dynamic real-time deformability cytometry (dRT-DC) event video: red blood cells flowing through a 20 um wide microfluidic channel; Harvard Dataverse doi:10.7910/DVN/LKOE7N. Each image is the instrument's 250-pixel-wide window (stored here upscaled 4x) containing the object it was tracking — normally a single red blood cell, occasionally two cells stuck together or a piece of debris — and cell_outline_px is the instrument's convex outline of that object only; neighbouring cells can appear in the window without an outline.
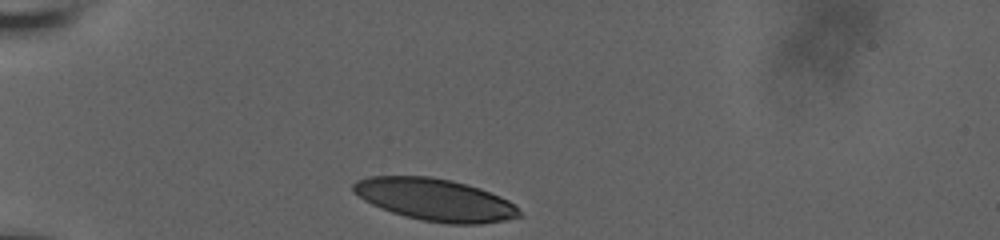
{"species": "human", "species_latin": "Homo sapiens", "temperature_condition": "room temperature", "stored_images_in_passage": 32, "camera_frame_rate_fps": 3000, "um_per_image_px": 0.085, "donor": {"sex": "male"}, "frame": {"image": 1, "passage_image": 1, "time_ms": 0.0, "image_size_px": [1000, 240], "cell_outline_px": [[520, 216], [504, 220], [480, 224], [448, 224], [424, 220], [404, 216], [380, 208], [364, 200], [352, 192], [352, 184], [356, 180], [368, 176], [432, 176], [452, 180], [480, 188], [500, 196], [508, 200], [520, 212]], "centroid_in_image_um": [36.93, 16.96], "position_along_channel_um": 48.1, "area_um2": 40.75}}
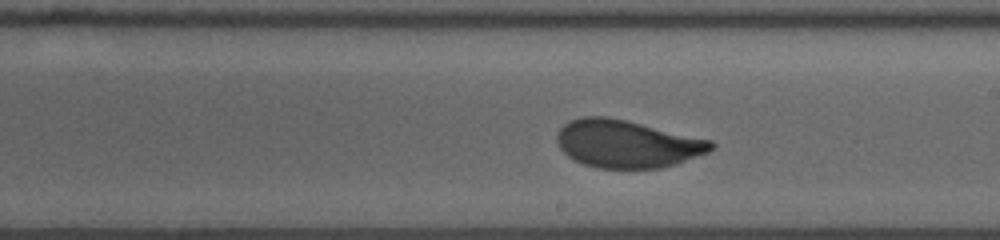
{"frame": {"image": 2, "passage_image": 19, "time_ms": 6.0, "image_size_px": [1000, 240], "cell_outline_px": [[716, 144], [708, 152], [676, 164], [660, 168], [596, 168], [584, 164], [568, 156], [556, 144], [556, 132], [564, 124], [572, 120], [584, 116], [608, 116], [712, 140]], "centroid_in_image_um": [53.27, 12.22], "position_along_channel_um": 235.7, "area_um2": 42.77}}
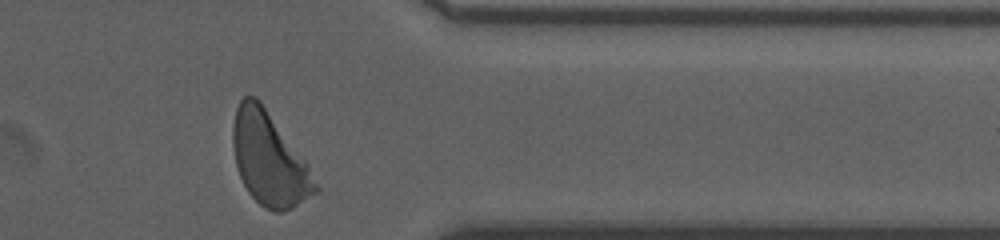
{"frame": {"image": 3, "passage_image": 32, "time_ms": 10.333, "image_size_px": [1000, 240], "cell_outline_px": [[320, 192], [292, 208], [284, 212], [276, 212], [264, 208], [248, 192], [240, 176], [236, 164], [232, 144], [232, 124], [236, 108], [240, 100], [244, 96], [256, 96], [260, 100], [308, 164], [320, 188]], "centroid_in_image_um": [22.89, 13.54], "position_along_channel_um": 388.5, "area_um2": 44.8}, "authors_computed_cell_mechanics": {"area_um2": 43.061, "velocity_mm_per_s": 3.7118, "shape_relaxation_time_tau1_ms": 3.1219, "shape_relaxation_time_tau2_ms": null, "deformation_change_tau1": 0.1507, "deformation_change_tau2": null}}